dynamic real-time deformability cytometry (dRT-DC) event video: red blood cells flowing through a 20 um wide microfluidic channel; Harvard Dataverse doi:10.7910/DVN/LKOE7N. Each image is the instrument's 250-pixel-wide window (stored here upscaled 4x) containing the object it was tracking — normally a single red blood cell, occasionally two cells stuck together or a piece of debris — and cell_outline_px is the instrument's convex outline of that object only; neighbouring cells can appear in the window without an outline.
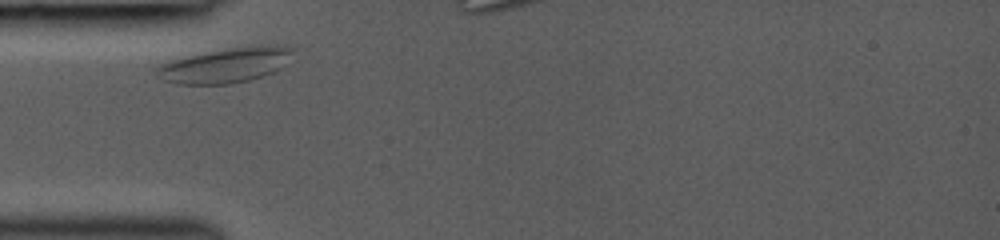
{"species": "common noctule bat (a hibernating species)", "species_latin": "Nyctalus noctula", "temperature_condition": "room temperature", "stored_images_in_passage": 10, "camera_frame_rate_fps": 3000, "um_per_image_px": 0.085, "animal": {"sex": "female", "body_mass_g": 19.0, "forearm_length_mm": 53.3}, "frame": {"image": 1, "passage_image": 1, "time_ms": 0.0, "image_size_px": [1000, 240], "cell_outline_px": [[292, 48], [280, 68], [272, 72], [248, 80], [232, 84], [176, 84], [164, 80], [156, 76], [152, 68], [160, 64], [172, 60], [188, 56], [208, 52], [232, 48], [272, 44]], "centroid_in_image_um": [19.03, 5.57], "position_along_channel_um": 66.0, "area_um2": 27.11}}
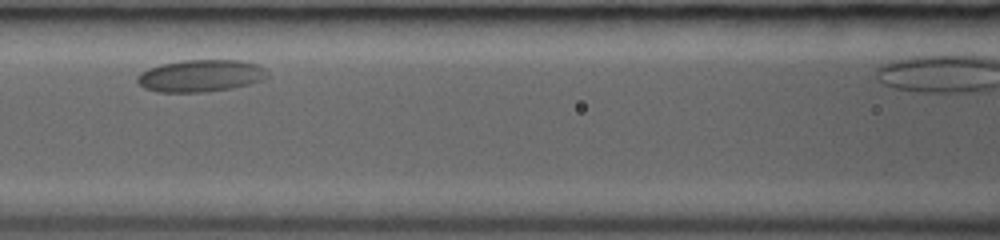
{"frame": {"image": 2, "passage_image": 5, "time_ms": 2.333, "image_size_px": [1000, 240], "cell_outline_px": [[268, 76], [264, 80], [248, 84], [228, 88], [204, 92], [160, 92], [144, 88], [136, 80], [136, 76], [140, 72], [148, 68], [160, 64], [184, 60], [240, 60], [256, 64], [264, 68], [268, 72]], "centroid_in_image_um": [17.03, 6.43], "position_along_channel_um": 149.6, "area_um2": 24.33}}
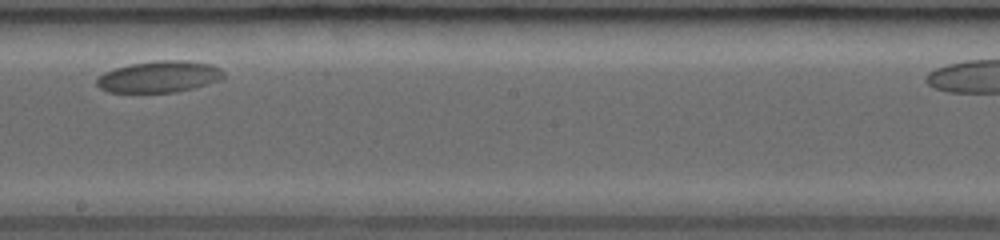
{"frame": {"image": 3, "passage_image": 9, "time_ms": 4.667, "image_size_px": [1000, 240], "cell_outline_px": [[224, 76], [220, 80], [208, 84], [176, 92], [108, 92], [100, 88], [96, 84], [96, 80], [104, 72], [128, 64], [156, 60], [184, 60], [212, 64], [220, 68], [224, 72]], "centroid_in_image_um": [13.54, 6.51], "position_along_channel_um": 234.7, "area_um2": 23.35}}